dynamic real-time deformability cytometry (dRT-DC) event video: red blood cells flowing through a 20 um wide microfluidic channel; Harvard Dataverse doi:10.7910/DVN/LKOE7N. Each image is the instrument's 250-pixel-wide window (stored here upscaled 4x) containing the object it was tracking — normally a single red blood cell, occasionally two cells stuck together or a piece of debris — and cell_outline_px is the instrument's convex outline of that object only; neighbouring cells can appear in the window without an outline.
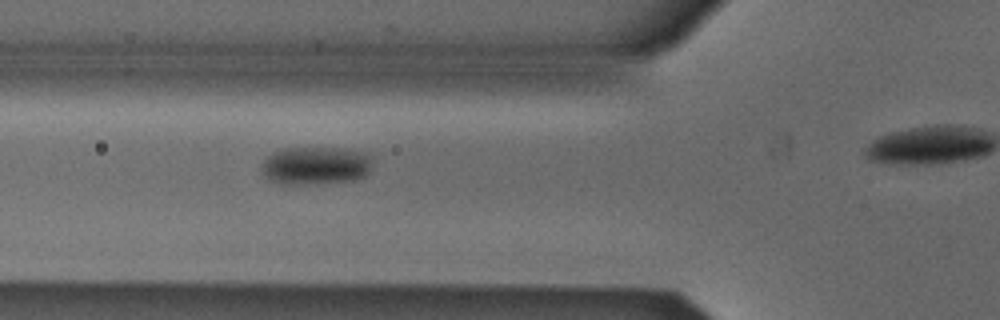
{"species": "Egyptian fruit bat (a non-hibernating species)", "species_latin": "Rousettus aegyptiacus", "temperature_condition": "cold", "stored_images_in_passage": 32, "camera_frame_rate_fps": 3000, "um_per_image_px": 0.085, "animal": {"sex": "male"}, "frame": {"image": 1, "passage_image": 8, "time_ms": 2.333, "image_size_px": [1000, 320], "cell_outline_px": [[372, 160], [368, 172], [364, 176], [356, 180], [300, 184], [280, 184], [264, 176], [260, 168], [264, 160], [272, 152], [284, 148], [344, 148], [368, 152], [372, 156]], "centroid_in_image_um": [26.84, 14.06], "position_along_channel_um": 99.0, "area_um2": 24.74}}
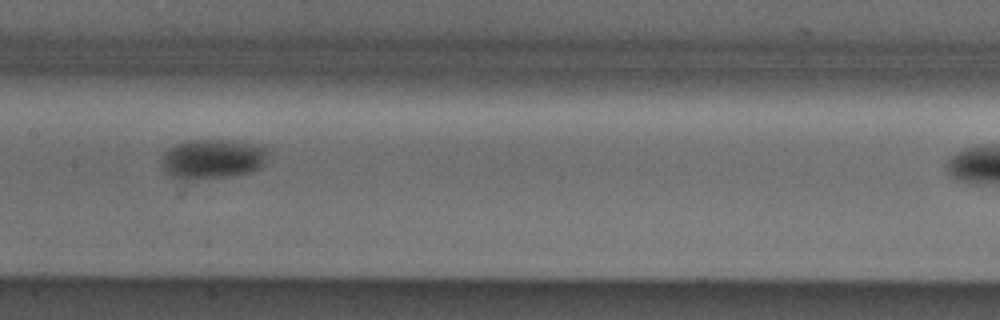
{"frame": {"image": 2, "passage_image": 15, "time_ms": 4.667, "image_size_px": [1000, 320], "cell_outline_px": [[272, 148], [264, 164], [260, 168], [252, 172], [236, 176], [192, 180], [180, 180], [164, 172], [160, 164], [160, 160], [164, 152], [168, 148], [176, 144], [188, 140], [236, 140], [264, 144]], "centroid_in_image_um": [18.13, 13.51], "position_along_channel_um": 189.3, "area_um2": 25.84}}
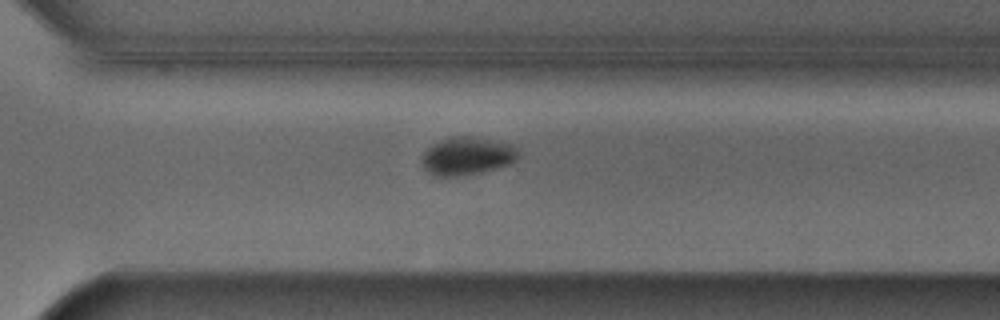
{"frame": {"image": 3, "passage_image": 26, "time_ms": 8.333, "image_size_px": [1000, 320], "cell_outline_px": [[520, 156], [516, 160], [508, 164], [496, 168], [480, 172], [460, 176], [436, 176], [428, 172], [420, 164], [420, 156], [432, 144], [440, 140], [452, 136], [472, 136], [512, 144], [516, 148]], "centroid_in_image_um": [39.66, 13.25], "position_along_channel_um": 330.9, "area_um2": 21.5}}